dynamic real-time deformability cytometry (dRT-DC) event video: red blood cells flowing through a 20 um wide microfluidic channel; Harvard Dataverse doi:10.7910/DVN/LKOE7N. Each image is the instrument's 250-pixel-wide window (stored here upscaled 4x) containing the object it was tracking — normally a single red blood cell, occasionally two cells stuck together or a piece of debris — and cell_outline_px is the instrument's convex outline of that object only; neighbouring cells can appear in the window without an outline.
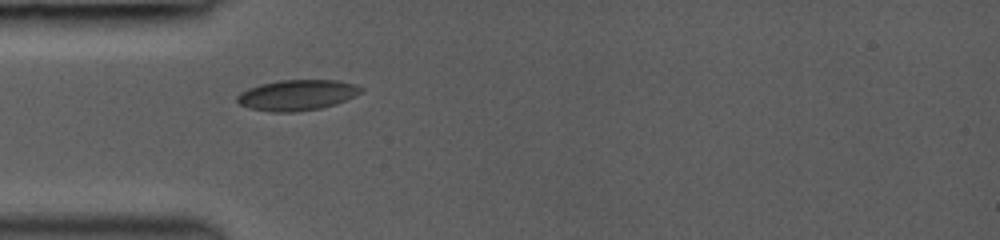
{"species": "common noctule bat (a hibernating species)", "species_latin": "Nyctalus noctula", "temperature_condition": "room temperature", "stored_images_in_passage": 37, "camera_frame_rate_fps": 3000, "um_per_image_px": 0.085, "animal": {"sex": "female", "body_mass_g": 19.0, "forearm_length_mm": 53.3}, "frame": {"image": 1, "passage_image": 1, "time_ms": 0.0, "image_size_px": [1000, 240], "cell_outline_px": [[364, 92], [356, 96], [336, 104], [320, 108], [296, 112], [272, 112], [248, 108], [240, 104], [236, 100], [236, 96], [240, 92], [248, 88], [260, 84], [280, 80], [336, 80], [356, 84], [364, 88]], "centroid_in_image_um": [25.27, 8.08], "position_along_channel_um": 59.7, "area_um2": 22.37}}
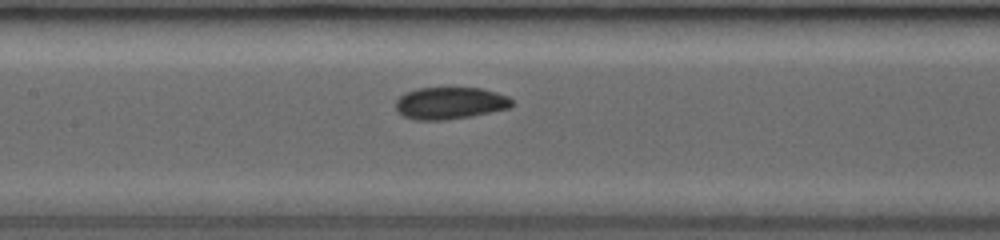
{"frame": {"image": 2, "passage_image": 14, "time_ms": 2.667, "image_size_px": [1000, 240], "cell_outline_px": [[516, 104], [508, 108], [472, 116], [444, 120], [416, 120], [404, 116], [396, 112], [396, 100], [400, 96], [416, 88], [480, 88], [496, 92], [508, 96]], "centroid_in_image_um": [38.26, 8.77], "position_along_channel_um": 169.1, "area_um2": 21.73}}
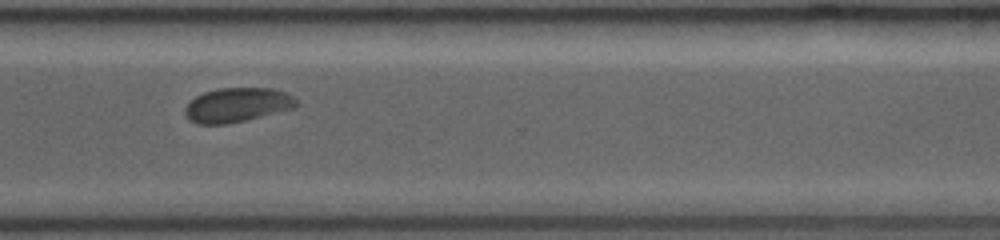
{"frame": {"image": 3, "passage_image": 36, "time_ms": 7.0, "image_size_px": [1000, 240], "cell_outline_px": [[300, 104], [296, 108], [228, 124], [196, 124], [188, 120], [184, 112], [184, 108], [196, 96], [204, 92], [216, 88], [272, 88], [284, 92], [292, 96]], "centroid_in_image_um": [20.16, 8.93], "position_along_channel_um": 350.4, "area_um2": 22.43}}